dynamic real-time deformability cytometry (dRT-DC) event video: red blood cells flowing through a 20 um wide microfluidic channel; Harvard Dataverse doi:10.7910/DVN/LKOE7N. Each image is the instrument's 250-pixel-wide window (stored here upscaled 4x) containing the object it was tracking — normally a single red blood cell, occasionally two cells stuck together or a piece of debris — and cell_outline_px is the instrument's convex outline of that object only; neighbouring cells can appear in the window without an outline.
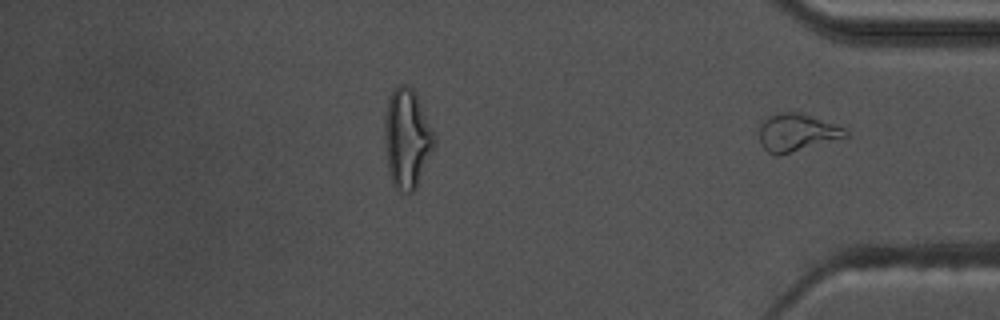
{"species": "common noctule bat (a hibernating species)", "species_latin": "Nyctalus noctula", "temperature_condition": "warm", "stored_images_in_passage": 45, "segment_of_instrument_passage": [2, 2], "camera_frame_rate_fps": 3000, "um_per_image_px": 0.085, "animal": {"sex": "male", "body_mass_g": 17.5, "forearm_length_mm": 52.3}, "frame": {"image": 1, "passage_image": 45, "time_ms": 14.667, "image_size_px": [1000, 320], "cell_outline_px": [[848, 136], [776, 156], [768, 152], [760, 144], [760, 120], [764, 116], [780, 112], [800, 112], [844, 128], [848, 132]], "centroid_in_image_um": [67.65, 11.24], "position_along_channel_um": 367.6, "area_um2": 18.73}}